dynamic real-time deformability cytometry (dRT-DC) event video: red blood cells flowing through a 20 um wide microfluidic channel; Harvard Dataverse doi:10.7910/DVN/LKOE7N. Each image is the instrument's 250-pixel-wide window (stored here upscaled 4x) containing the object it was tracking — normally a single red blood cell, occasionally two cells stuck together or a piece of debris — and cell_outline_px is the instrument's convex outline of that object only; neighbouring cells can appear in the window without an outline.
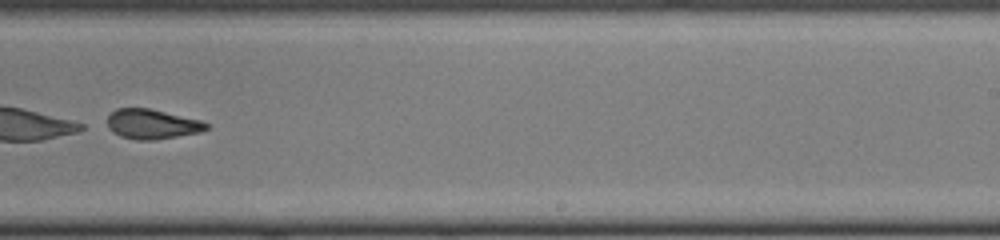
{"species": "common noctule bat (a hibernating species)", "species_latin": "Nyctalus noctula", "temperature_condition": "cold", "stored_images_in_passage": 35, "camera_frame_rate_fps": 3000, "um_per_image_px": 0.085, "animal": {"sex": "female", "body_mass_g": 22.0, "forearm_length_mm": 56.7}, "frame": {"image": 1, "passage_image": 20, "time_ms": 6.333, "image_size_px": [1000, 240], "cell_outline_px": [[212, 124], [208, 128], [200, 132], [152, 140], [136, 140], [120, 136], [112, 132], [108, 128], [108, 116], [116, 108], [148, 108], [200, 120]], "centroid_in_image_um": [12.92, 10.55], "position_along_channel_um": 276.1, "area_um2": 17.11}}